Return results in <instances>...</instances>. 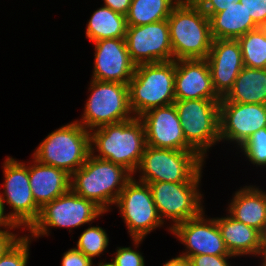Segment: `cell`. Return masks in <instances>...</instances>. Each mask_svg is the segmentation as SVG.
<instances>
[{
	"label": "cell",
	"instance_id": "6da1fadb",
	"mask_svg": "<svg viewBox=\"0 0 266 266\" xmlns=\"http://www.w3.org/2000/svg\"><path fill=\"white\" fill-rule=\"evenodd\" d=\"M145 147V128L139 117L104 125L90 131L91 155L122 165L133 175Z\"/></svg>",
	"mask_w": 266,
	"mask_h": 266
},
{
	"label": "cell",
	"instance_id": "7a4b0ae2",
	"mask_svg": "<svg viewBox=\"0 0 266 266\" xmlns=\"http://www.w3.org/2000/svg\"><path fill=\"white\" fill-rule=\"evenodd\" d=\"M167 20L173 60L207 58L213 41L210 19L194 0H181Z\"/></svg>",
	"mask_w": 266,
	"mask_h": 266
},
{
	"label": "cell",
	"instance_id": "3957f363",
	"mask_svg": "<svg viewBox=\"0 0 266 266\" xmlns=\"http://www.w3.org/2000/svg\"><path fill=\"white\" fill-rule=\"evenodd\" d=\"M132 178L133 174L124 166L90 154L86 162L71 175L70 189L108 212Z\"/></svg>",
	"mask_w": 266,
	"mask_h": 266
},
{
	"label": "cell",
	"instance_id": "277c9868",
	"mask_svg": "<svg viewBox=\"0 0 266 266\" xmlns=\"http://www.w3.org/2000/svg\"><path fill=\"white\" fill-rule=\"evenodd\" d=\"M204 159L196 151L146 145L136 172L139 182H201ZM139 170V171H138Z\"/></svg>",
	"mask_w": 266,
	"mask_h": 266
},
{
	"label": "cell",
	"instance_id": "5b68a950",
	"mask_svg": "<svg viewBox=\"0 0 266 266\" xmlns=\"http://www.w3.org/2000/svg\"><path fill=\"white\" fill-rule=\"evenodd\" d=\"M175 60L140 64L128 83L129 105L135 117L155 108L174 104Z\"/></svg>",
	"mask_w": 266,
	"mask_h": 266
},
{
	"label": "cell",
	"instance_id": "8992f818",
	"mask_svg": "<svg viewBox=\"0 0 266 266\" xmlns=\"http://www.w3.org/2000/svg\"><path fill=\"white\" fill-rule=\"evenodd\" d=\"M90 154V132L74 120L49 133L32 157L41 164L60 168L72 175Z\"/></svg>",
	"mask_w": 266,
	"mask_h": 266
},
{
	"label": "cell",
	"instance_id": "52a82bcc",
	"mask_svg": "<svg viewBox=\"0 0 266 266\" xmlns=\"http://www.w3.org/2000/svg\"><path fill=\"white\" fill-rule=\"evenodd\" d=\"M88 90L84 113L76 121L89 132L135 117L129 105L128 84L91 79Z\"/></svg>",
	"mask_w": 266,
	"mask_h": 266
},
{
	"label": "cell",
	"instance_id": "ba28073f",
	"mask_svg": "<svg viewBox=\"0 0 266 266\" xmlns=\"http://www.w3.org/2000/svg\"><path fill=\"white\" fill-rule=\"evenodd\" d=\"M221 100H175L186 142L205 160L210 147L220 142Z\"/></svg>",
	"mask_w": 266,
	"mask_h": 266
},
{
	"label": "cell",
	"instance_id": "9c48e42d",
	"mask_svg": "<svg viewBox=\"0 0 266 266\" xmlns=\"http://www.w3.org/2000/svg\"><path fill=\"white\" fill-rule=\"evenodd\" d=\"M106 213L95 202L80 197L71 189L41 208L38 220L28 230L31 238L48 236L50 227L73 228L94 222Z\"/></svg>",
	"mask_w": 266,
	"mask_h": 266
},
{
	"label": "cell",
	"instance_id": "30bf717a",
	"mask_svg": "<svg viewBox=\"0 0 266 266\" xmlns=\"http://www.w3.org/2000/svg\"><path fill=\"white\" fill-rule=\"evenodd\" d=\"M4 192L0 199L5 212V203L11 207L12 212L6 214L9 221L16 226L29 230L38 220L41 209L34 201L31 191L28 163L17 161L11 156L3 162Z\"/></svg>",
	"mask_w": 266,
	"mask_h": 266
},
{
	"label": "cell",
	"instance_id": "8fae6325",
	"mask_svg": "<svg viewBox=\"0 0 266 266\" xmlns=\"http://www.w3.org/2000/svg\"><path fill=\"white\" fill-rule=\"evenodd\" d=\"M114 205L119 207L135 248L139 247L146 235L164 225L157 213L149 185L137 181L134 175Z\"/></svg>",
	"mask_w": 266,
	"mask_h": 266
},
{
	"label": "cell",
	"instance_id": "7c38bea8",
	"mask_svg": "<svg viewBox=\"0 0 266 266\" xmlns=\"http://www.w3.org/2000/svg\"><path fill=\"white\" fill-rule=\"evenodd\" d=\"M200 183H147L161 221L163 224L166 219L173 222V225L171 224L168 228L169 231L188 219L198 217L204 211L203 194L199 189Z\"/></svg>",
	"mask_w": 266,
	"mask_h": 266
},
{
	"label": "cell",
	"instance_id": "4fadbf2b",
	"mask_svg": "<svg viewBox=\"0 0 266 266\" xmlns=\"http://www.w3.org/2000/svg\"><path fill=\"white\" fill-rule=\"evenodd\" d=\"M126 44L132 62L140 64L173 61L168 20L128 26Z\"/></svg>",
	"mask_w": 266,
	"mask_h": 266
},
{
	"label": "cell",
	"instance_id": "5bb4252c",
	"mask_svg": "<svg viewBox=\"0 0 266 266\" xmlns=\"http://www.w3.org/2000/svg\"><path fill=\"white\" fill-rule=\"evenodd\" d=\"M220 141L234 142L240 147L261 128H266V105L228 102L219 105Z\"/></svg>",
	"mask_w": 266,
	"mask_h": 266
},
{
	"label": "cell",
	"instance_id": "9a60e30c",
	"mask_svg": "<svg viewBox=\"0 0 266 266\" xmlns=\"http://www.w3.org/2000/svg\"><path fill=\"white\" fill-rule=\"evenodd\" d=\"M205 211L198 217L188 219L170 230L186 246L182 256L231 255L225 246L215 218H205Z\"/></svg>",
	"mask_w": 266,
	"mask_h": 266
},
{
	"label": "cell",
	"instance_id": "2e32d148",
	"mask_svg": "<svg viewBox=\"0 0 266 266\" xmlns=\"http://www.w3.org/2000/svg\"><path fill=\"white\" fill-rule=\"evenodd\" d=\"M139 118L144 124L146 145L154 148L195 151L186 142L174 104L152 108Z\"/></svg>",
	"mask_w": 266,
	"mask_h": 266
},
{
	"label": "cell",
	"instance_id": "e0dca14e",
	"mask_svg": "<svg viewBox=\"0 0 266 266\" xmlns=\"http://www.w3.org/2000/svg\"><path fill=\"white\" fill-rule=\"evenodd\" d=\"M93 44L95 59L91 79L128 84L136 65L130 58L125 38L104 39Z\"/></svg>",
	"mask_w": 266,
	"mask_h": 266
},
{
	"label": "cell",
	"instance_id": "ac0fdd59",
	"mask_svg": "<svg viewBox=\"0 0 266 266\" xmlns=\"http://www.w3.org/2000/svg\"><path fill=\"white\" fill-rule=\"evenodd\" d=\"M175 100H221L212 83L206 59L175 60Z\"/></svg>",
	"mask_w": 266,
	"mask_h": 266
},
{
	"label": "cell",
	"instance_id": "d6986e66",
	"mask_svg": "<svg viewBox=\"0 0 266 266\" xmlns=\"http://www.w3.org/2000/svg\"><path fill=\"white\" fill-rule=\"evenodd\" d=\"M206 60L214 90L222 98L233 87L244 67L239 42L232 39H213Z\"/></svg>",
	"mask_w": 266,
	"mask_h": 266
},
{
	"label": "cell",
	"instance_id": "ffe728a7",
	"mask_svg": "<svg viewBox=\"0 0 266 266\" xmlns=\"http://www.w3.org/2000/svg\"><path fill=\"white\" fill-rule=\"evenodd\" d=\"M28 176L34 201L40 209L70 190L71 175L34 158L31 165L28 163Z\"/></svg>",
	"mask_w": 266,
	"mask_h": 266
},
{
	"label": "cell",
	"instance_id": "44dd1931",
	"mask_svg": "<svg viewBox=\"0 0 266 266\" xmlns=\"http://www.w3.org/2000/svg\"><path fill=\"white\" fill-rule=\"evenodd\" d=\"M228 214L258 231L266 220V191L251 185L237 190L228 204Z\"/></svg>",
	"mask_w": 266,
	"mask_h": 266
},
{
	"label": "cell",
	"instance_id": "7402d4cb",
	"mask_svg": "<svg viewBox=\"0 0 266 266\" xmlns=\"http://www.w3.org/2000/svg\"><path fill=\"white\" fill-rule=\"evenodd\" d=\"M215 219L231 255L261 257L260 234L257 229L236 221L229 214Z\"/></svg>",
	"mask_w": 266,
	"mask_h": 266
},
{
	"label": "cell",
	"instance_id": "603a6c76",
	"mask_svg": "<svg viewBox=\"0 0 266 266\" xmlns=\"http://www.w3.org/2000/svg\"><path fill=\"white\" fill-rule=\"evenodd\" d=\"M211 35L213 39L237 40L248 31L258 28L251 15H248L240 2L227 9L213 14L210 18Z\"/></svg>",
	"mask_w": 266,
	"mask_h": 266
},
{
	"label": "cell",
	"instance_id": "cb8c5ba5",
	"mask_svg": "<svg viewBox=\"0 0 266 266\" xmlns=\"http://www.w3.org/2000/svg\"><path fill=\"white\" fill-rule=\"evenodd\" d=\"M228 102L266 105V69L243 67L223 97Z\"/></svg>",
	"mask_w": 266,
	"mask_h": 266
},
{
	"label": "cell",
	"instance_id": "d4e9b609",
	"mask_svg": "<svg viewBox=\"0 0 266 266\" xmlns=\"http://www.w3.org/2000/svg\"><path fill=\"white\" fill-rule=\"evenodd\" d=\"M86 26L85 34L91 42L125 38L128 27L125 15L105 6H101L93 12Z\"/></svg>",
	"mask_w": 266,
	"mask_h": 266
},
{
	"label": "cell",
	"instance_id": "484cf974",
	"mask_svg": "<svg viewBox=\"0 0 266 266\" xmlns=\"http://www.w3.org/2000/svg\"><path fill=\"white\" fill-rule=\"evenodd\" d=\"M181 0H132L126 15L128 26H140L167 19Z\"/></svg>",
	"mask_w": 266,
	"mask_h": 266
},
{
	"label": "cell",
	"instance_id": "4316f807",
	"mask_svg": "<svg viewBox=\"0 0 266 266\" xmlns=\"http://www.w3.org/2000/svg\"><path fill=\"white\" fill-rule=\"evenodd\" d=\"M237 41L245 67L266 69V35L259 28L248 31Z\"/></svg>",
	"mask_w": 266,
	"mask_h": 266
},
{
	"label": "cell",
	"instance_id": "83f0119b",
	"mask_svg": "<svg viewBox=\"0 0 266 266\" xmlns=\"http://www.w3.org/2000/svg\"><path fill=\"white\" fill-rule=\"evenodd\" d=\"M77 250H80L93 261V257L100 256L108 247L109 237L102 227L89 226L78 237Z\"/></svg>",
	"mask_w": 266,
	"mask_h": 266
},
{
	"label": "cell",
	"instance_id": "f1b7e54d",
	"mask_svg": "<svg viewBox=\"0 0 266 266\" xmlns=\"http://www.w3.org/2000/svg\"><path fill=\"white\" fill-rule=\"evenodd\" d=\"M239 148L249 162L261 168L266 166V128L251 134Z\"/></svg>",
	"mask_w": 266,
	"mask_h": 266
},
{
	"label": "cell",
	"instance_id": "f546056e",
	"mask_svg": "<svg viewBox=\"0 0 266 266\" xmlns=\"http://www.w3.org/2000/svg\"><path fill=\"white\" fill-rule=\"evenodd\" d=\"M31 239L30 234H24V236L0 257V266H27Z\"/></svg>",
	"mask_w": 266,
	"mask_h": 266
},
{
	"label": "cell",
	"instance_id": "4dcf8cb0",
	"mask_svg": "<svg viewBox=\"0 0 266 266\" xmlns=\"http://www.w3.org/2000/svg\"><path fill=\"white\" fill-rule=\"evenodd\" d=\"M112 261L113 266H145V260L141 252L131 247H117Z\"/></svg>",
	"mask_w": 266,
	"mask_h": 266
},
{
	"label": "cell",
	"instance_id": "1f68e13d",
	"mask_svg": "<svg viewBox=\"0 0 266 266\" xmlns=\"http://www.w3.org/2000/svg\"><path fill=\"white\" fill-rule=\"evenodd\" d=\"M230 257L233 255H196L189 258L191 266H231Z\"/></svg>",
	"mask_w": 266,
	"mask_h": 266
},
{
	"label": "cell",
	"instance_id": "d6a6232c",
	"mask_svg": "<svg viewBox=\"0 0 266 266\" xmlns=\"http://www.w3.org/2000/svg\"><path fill=\"white\" fill-rule=\"evenodd\" d=\"M240 3L258 26L266 22V0H240Z\"/></svg>",
	"mask_w": 266,
	"mask_h": 266
},
{
	"label": "cell",
	"instance_id": "836d02e7",
	"mask_svg": "<svg viewBox=\"0 0 266 266\" xmlns=\"http://www.w3.org/2000/svg\"><path fill=\"white\" fill-rule=\"evenodd\" d=\"M93 261L76 248L66 251L61 260V266H94Z\"/></svg>",
	"mask_w": 266,
	"mask_h": 266
},
{
	"label": "cell",
	"instance_id": "e575fe53",
	"mask_svg": "<svg viewBox=\"0 0 266 266\" xmlns=\"http://www.w3.org/2000/svg\"><path fill=\"white\" fill-rule=\"evenodd\" d=\"M202 11L210 18L213 14L221 12L240 0H194Z\"/></svg>",
	"mask_w": 266,
	"mask_h": 266
},
{
	"label": "cell",
	"instance_id": "d590c367",
	"mask_svg": "<svg viewBox=\"0 0 266 266\" xmlns=\"http://www.w3.org/2000/svg\"><path fill=\"white\" fill-rule=\"evenodd\" d=\"M18 228L20 229L21 227H9L3 230L0 229V257H2L22 237V235L19 236L18 234L10 231Z\"/></svg>",
	"mask_w": 266,
	"mask_h": 266
},
{
	"label": "cell",
	"instance_id": "8d00e7d4",
	"mask_svg": "<svg viewBox=\"0 0 266 266\" xmlns=\"http://www.w3.org/2000/svg\"><path fill=\"white\" fill-rule=\"evenodd\" d=\"M105 7H109L113 11L127 15L132 0H102Z\"/></svg>",
	"mask_w": 266,
	"mask_h": 266
},
{
	"label": "cell",
	"instance_id": "74e56055",
	"mask_svg": "<svg viewBox=\"0 0 266 266\" xmlns=\"http://www.w3.org/2000/svg\"><path fill=\"white\" fill-rule=\"evenodd\" d=\"M163 266H191L189 258L179 255L168 260Z\"/></svg>",
	"mask_w": 266,
	"mask_h": 266
},
{
	"label": "cell",
	"instance_id": "f35d334b",
	"mask_svg": "<svg viewBox=\"0 0 266 266\" xmlns=\"http://www.w3.org/2000/svg\"><path fill=\"white\" fill-rule=\"evenodd\" d=\"M9 227H19V226H16V225H13L9 219L6 217V214L4 212V209H3V206H2V202H1V199H0V229L1 228H9Z\"/></svg>",
	"mask_w": 266,
	"mask_h": 266
},
{
	"label": "cell",
	"instance_id": "ab89813d",
	"mask_svg": "<svg viewBox=\"0 0 266 266\" xmlns=\"http://www.w3.org/2000/svg\"><path fill=\"white\" fill-rule=\"evenodd\" d=\"M260 234V247H261V258L266 256V220L259 231Z\"/></svg>",
	"mask_w": 266,
	"mask_h": 266
},
{
	"label": "cell",
	"instance_id": "60d3db41",
	"mask_svg": "<svg viewBox=\"0 0 266 266\" xmlns=\"http://www.w3.org/2000/svg\"><path fill=\"white\" fill-rule=\"evenodd\" d=\"M258 28L260 29V31H261L264 35H266V22L260 24V25L258 26Z\"/></svg>",
	"mask_w": 266,
	"mask_h": 266
},
{
	"label": "cell",
	"instance_id": "b9f144b4",
	"mask_svg": "<svg viewBox=\"0 0 266 266\" xmlns=\"http://www.w3.org/2000/svg\"><path fill=\"white\" fill-rule=\"evenodd\" d=\"M97 266H113L111 262H105L101 260V262H98Z\"/></svg>",
	"mask_w": 266,
	"mask_h": 266
},
{
	"label": "cell",
	"instance_id": "7bdbcfd3",
	"mask_svg": "<svg viewBox=\"0 0 266 266\" xmlns=\"http://www.w3.org/2000/svg\"><path fill=\"white\" fill-rule=\"evenodd\" d=\"M262 264L260 266H266V256L262 258Z\"/></svg>",
	"mask_w": 266,
	"mask_h": 266
}]
</instances>
